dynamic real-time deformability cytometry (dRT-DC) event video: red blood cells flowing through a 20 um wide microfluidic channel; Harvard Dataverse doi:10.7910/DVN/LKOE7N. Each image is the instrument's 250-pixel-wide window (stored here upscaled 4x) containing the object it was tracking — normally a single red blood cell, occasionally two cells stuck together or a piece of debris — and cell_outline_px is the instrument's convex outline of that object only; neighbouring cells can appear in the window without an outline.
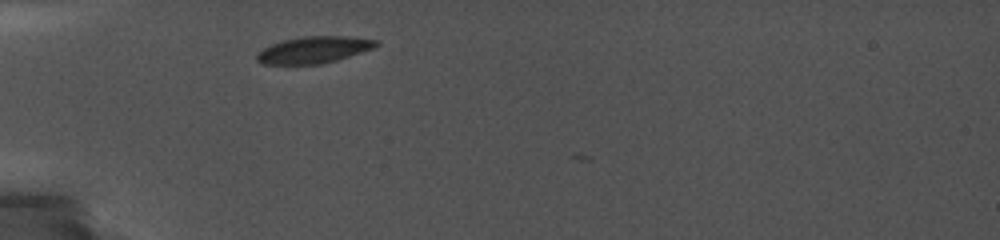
{"species": "common noctule bat (a hibernating species)", "species_latin": "Nyctalus noctula", "temperature_condition": "cold", "stored_images_in_passage": 8, "camera_frame_rate_fps": 5000, "um_per_image_px": 0.085, "animal": {"sex": "female", "body_mass_g": 19.0, "forearm_length_mm": 56.7}, "frame": {"image": 1, "passage_image": 1, "time_ms": 0.0, "image_size_px": [1000, 240], "cell_outline_px": [[380, 44], [372, 48], [336, 60], [320, 64], [264, 64], [256, 60], [256, 56], [264, 48], [272, 44], [284, 40], [304, 36], [344, 36], [376, 40]], "centroid_in_image_um": [26.66, 4.23], "position_along_channel_um": 58.3, "area_um2": 18.15}}